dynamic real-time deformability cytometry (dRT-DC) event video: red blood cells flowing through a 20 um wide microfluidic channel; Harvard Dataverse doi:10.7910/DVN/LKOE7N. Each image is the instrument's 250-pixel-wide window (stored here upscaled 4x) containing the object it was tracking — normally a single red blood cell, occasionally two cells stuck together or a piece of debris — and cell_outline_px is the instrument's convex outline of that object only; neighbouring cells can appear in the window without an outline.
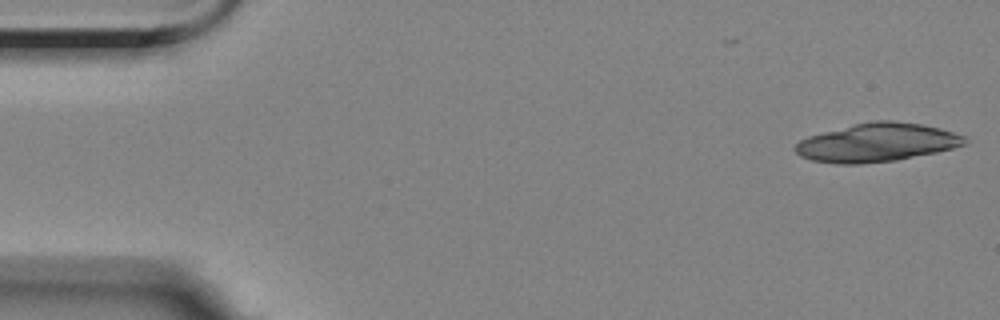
{"species": "Egyptian fruit bat (a non-hibernating species)", "species_latin": "Rousettus aegyptiacus", "temperature_condition": "room temperature", "stored_images_in_passage": 41, "camera_frame_rate_fps": 3000, "um_per_image_px": 0.085, "animal": {"sex": "female"}, "frame": {"image": 1, "passage_image": 1, "time_ms": 0.0, "image_size_px": [1000, 320], "cell_outline_px": [[968, 144], [936, 152], [896, 160], [860, 164], [836, 164], [812, 160], [800, 156], [792, 148], [800, 140], [808, 136], [856, 124], [876, 120], [892, 120], [924, 124], [940, 128], [964, 136], [968, 140]], "centroid_in_image_um": [74.55, 12.12], "position_along_channel_um": 10.4, "area_um2": 37.92}}